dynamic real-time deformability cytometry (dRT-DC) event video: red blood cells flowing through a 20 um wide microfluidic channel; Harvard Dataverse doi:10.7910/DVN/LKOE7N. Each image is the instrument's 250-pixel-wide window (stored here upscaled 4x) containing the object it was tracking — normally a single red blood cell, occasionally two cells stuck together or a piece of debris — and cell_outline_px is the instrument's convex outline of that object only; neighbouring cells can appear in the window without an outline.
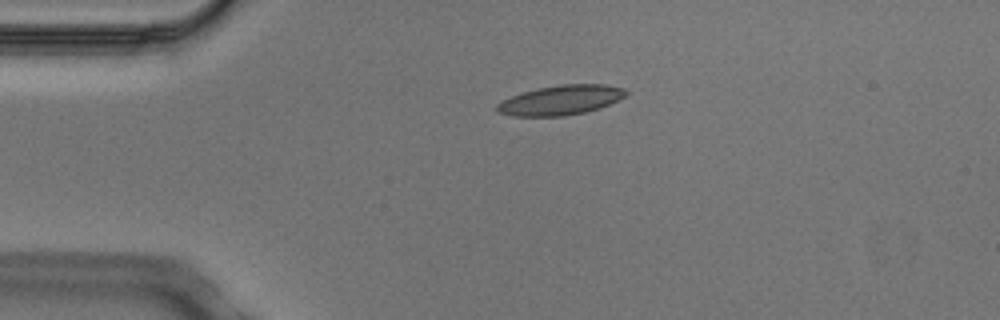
{"species": "Egyptian fruit bat (a non-hibernating species)", "species_latin": "Rousettus aegyptiacus", "temperature_condition": "cold", "stored_images_in_passage": 5, "camera_frame_rate_fps": 3000, "um_per_image_px": 0.085, "animal": {"sex": "male"}, "frame": {"image": 1, "passage_image": 4, "time_ms": 1.0, "image_size_px": [1000, 320], "cell_outline_px": [[628, 92], [624, 96], [600, 108], [584, 112], [564, 116], [512, 116], [496, 112], [496, 104], [500, 100], [524, 92], [540, 88], [560, 84], [604, 84], [624, 88]], "centroid_in_image_um": [47.62, 8.51], "position_along_channel_um": 37.4, "area_um2": 22.2}}